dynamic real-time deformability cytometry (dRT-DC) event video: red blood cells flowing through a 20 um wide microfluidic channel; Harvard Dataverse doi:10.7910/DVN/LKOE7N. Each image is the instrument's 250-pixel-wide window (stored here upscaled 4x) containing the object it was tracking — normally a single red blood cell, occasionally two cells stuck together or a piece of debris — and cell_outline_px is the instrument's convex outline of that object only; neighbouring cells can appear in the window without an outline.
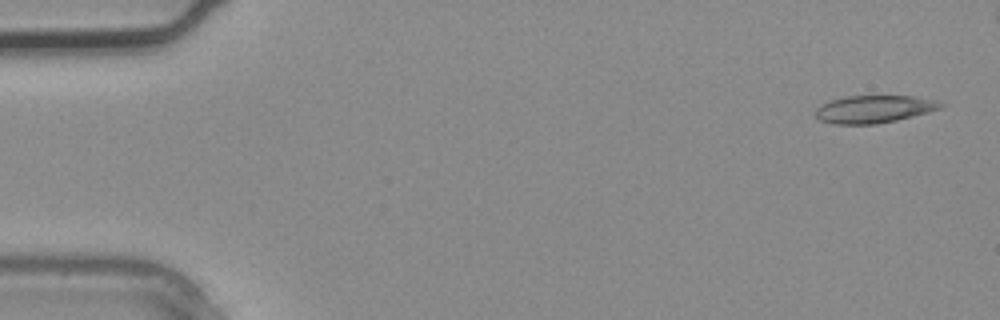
{"species": "common noctule bat (a hibernating species)", "species_latin": "Nyctalus noctula", "temperature_condition": "warm", "stored_images_in_passage": 3, "segment_of_instrument_passage": [2, 2], "camera_frame_rate_fps": 3000, "um_per_image_px": 0.085, "animal": {"sex": "male", "body_mass_g": 20.4}, "frame": {"image": 1, "passage_image": 3, "time_ms": 0.667, "image_size_px": [1000, 320], "cell_outline_px": [[944, 104], [940, 108], [928, 112], [896, 120], [876, 124], [832, 124], [820, 120], [816, 116], [816, 108], [820, 104], [828, 100], [848, 96], [912, 96], [932, 100]], "centroid_in_image_um": [74.21, 9.28], "position_along_channel_um": 10.8, "area_um2": 19.94}}